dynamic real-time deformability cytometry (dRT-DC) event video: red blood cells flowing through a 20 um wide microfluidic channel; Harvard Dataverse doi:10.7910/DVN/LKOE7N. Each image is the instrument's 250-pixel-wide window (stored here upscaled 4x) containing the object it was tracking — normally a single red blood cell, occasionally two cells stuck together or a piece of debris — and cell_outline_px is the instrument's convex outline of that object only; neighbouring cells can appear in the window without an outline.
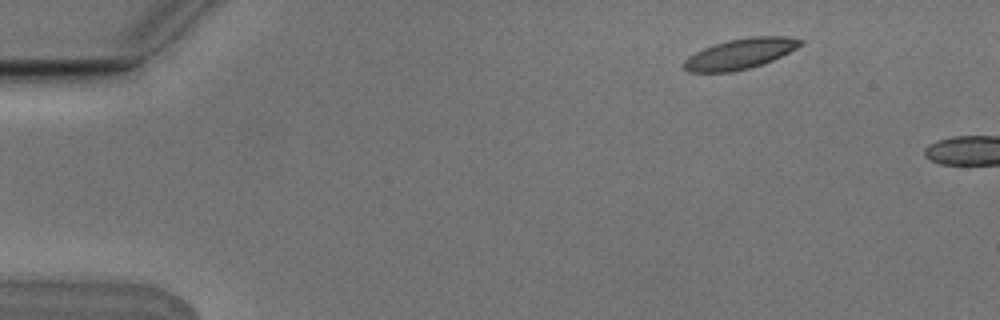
{"species": "Egyptian fruit bat (a non-hibernating species)", "species_latin": "Rousettus aegyptiacus", "temperature_condition": "cold", "stored_images_in_passage": 3, "camera_frame_rate_fps": 3000, "um_per_image_px": 0.085, "animal": {"sex": "male"}, "frame": {"image": 1, "passage_image": 2, "time_ms": 0.333, "image_size_px": [1000, 320], "cell_outline_px": [[804, 40], [796, 48], [764, 64], [732, 72], [688, 72], [684, 68], [684, 60], [688, 56], [712, 44], [728, 40], [752, 36], [788, 36]], "centroid_in_image_um": [62.89, 4.57], "position_along_channel_um": 22.1, "area_um2": 20.58}}